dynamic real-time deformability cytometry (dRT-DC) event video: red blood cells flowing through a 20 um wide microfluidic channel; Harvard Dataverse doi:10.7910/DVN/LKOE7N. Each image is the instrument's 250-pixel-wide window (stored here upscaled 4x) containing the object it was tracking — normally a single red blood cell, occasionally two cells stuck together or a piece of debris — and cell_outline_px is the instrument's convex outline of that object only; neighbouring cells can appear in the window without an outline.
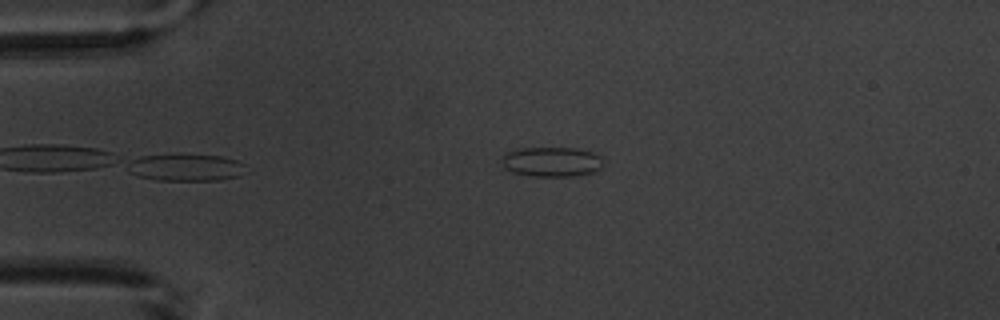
{"species": "common noctule bat (a hibernating species)", "species_latin": "Nyctalus noctula", "temperature_condition": "warm", "stored_images_in_passage": 4, "camera_frame_rate_fps": 3000, "um_per_image_px": 0.085, "animal": {"sex": "male", "body_mass_g": 20.1, "forearm_length_mm": 53.5}, "frame": {"image": 1, "passage_image": 3, "time_ms": 2.333, "image_size_px": [1000, 320], "cell_outline_px": [[604, 164], [600, 168], [592, 172], [572, 176], [532, 176], [512, 172], [504, 168], [500, 164], [504, 156], [508, 152], [516, 148], [576, 148], [592, 152], [600, 156], [604, 160]], "centroid_in_image_um": [46.88, 13.75], "position_along_channel_um": 38.1, "area_um2": 17.69}}